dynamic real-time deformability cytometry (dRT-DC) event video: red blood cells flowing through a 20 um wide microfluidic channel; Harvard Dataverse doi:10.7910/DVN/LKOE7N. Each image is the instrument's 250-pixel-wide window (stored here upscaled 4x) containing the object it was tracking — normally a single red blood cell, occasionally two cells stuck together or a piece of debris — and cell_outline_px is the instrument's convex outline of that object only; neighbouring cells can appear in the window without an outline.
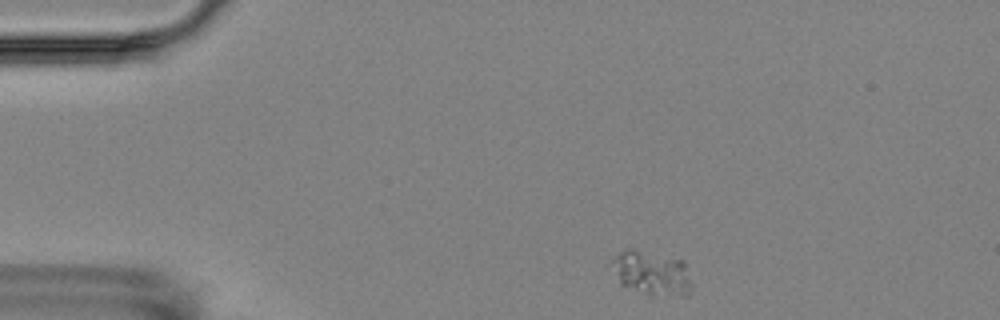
{"species": "Egyptian fruit bat (a non-hibernating species)", "species_latin": "Rousettus aegyptiacus", "temperature_condition": "room temperature", "stored_images_in_passage": 2, "camera_frame_rate_fps": 3000, "um_per_image_px": 0.085, "animal": {"sex": "female"}, "frame": {"image": 1, "passage_image": 1, "time_ms": 0.0, "image_size_px": [1000, 320], "cell_outline_px": [[692, 292], [688, 296], [652, 296], [620, 284], [612, 260], [624, 248], [632, 248], [684, 260], [692, 284]], "centroid_in_image_um": [55.47, 23.23], "position_along_channel_um": 29.5, "area_um2": 20.75}}